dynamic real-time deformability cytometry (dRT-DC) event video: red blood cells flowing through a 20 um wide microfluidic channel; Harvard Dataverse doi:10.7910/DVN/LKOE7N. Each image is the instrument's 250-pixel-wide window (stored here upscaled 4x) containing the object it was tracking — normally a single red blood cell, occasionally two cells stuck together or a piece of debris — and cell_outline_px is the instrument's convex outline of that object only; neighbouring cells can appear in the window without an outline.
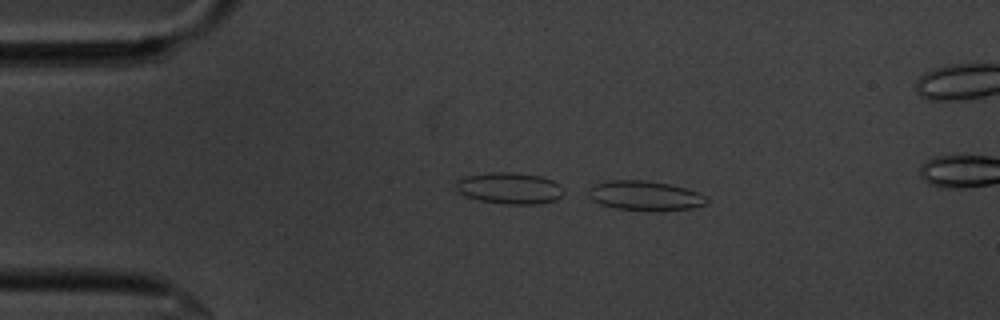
{"species": "common noctule bat (a hibernating species)", "species_latin": "Nyctalus noctula", "temperature_condition": "cold", "stored_images_in_passage": 2, "camera_frame_rate_fps": 3000, "um_per_image_px": 0.085, "animal": {"sex": "male", "body_mass_g": 20.1, "forearm_length_mm": 53.5}, "frame": {"image": 1, "passage_image": 2, "time_ms": 0.333, "image_size_px": [1000, 320], "cell_outline_px": [[708, 200], [704, 204], [692, 208], [616, 208], [600, 204], [592, 200], [588, 196], [588, 192], [596, 184], [608, 180], [648, 180], [668, 184], [684, 188], [696, 192], [704, 196]], "centroid_in_image_um": [54.76, 16.58], "position_along_channel_um": 30.2, "area_um2": 19.25}}